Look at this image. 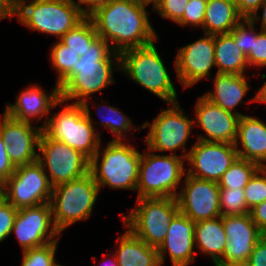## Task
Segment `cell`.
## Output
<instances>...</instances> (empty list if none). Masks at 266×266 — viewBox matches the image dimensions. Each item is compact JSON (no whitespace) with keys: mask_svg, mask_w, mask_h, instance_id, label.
I'll return each mask as SVG.
<instances>
[{"mask_svg":"<svg viewBox=\"0 0 266 266\" xmlns=\"http://www.w3.org/2000/svg\"><path fill=\"white\" fill-rule=\"evenodd\" d=\"M16 167L10 161L6 145L3 143L1 134H0V177L7 181L15 172Z\"/></svg>","mask_w":266,"mask_h":266,"instance_id":"obj_40","label":"cell"},{"mask_svg":"<svg viewBox=\"0 0 266 266\" xmlns=\"http://www.w3.org/2000/svg\"><path fill=\"white\" fill-rule=\"evenodd\" d=\"M247 77L246 75L216 73L215 77L211 78L214 90L206 92L203 96L224 110L240 117L244 116L246 114L236 111L235 107L244 104L243 98L250 89Z\"/></svg>","mask_w":266,"mask_h":266,"instance_id":"obj_24","label":"cell"},{"mask_svg":"<svg viewBox=\"0 0 266 266\" xmlns=\"http://www.w3.org/2000/svg\"><path fill=\"white\" fill-rule=\"evenodd\" d=\"M126 142L111 140L101 149L102 152L101 142L98 151L90 159L89 172L100 190L108 186L113 190L136 191L142 153L130 141Z\"/></svg>","mask_w":266,"mask_h":266,"instance_id":"obj_3","label":"cell"},{"mask_svg":"<svg viewBox=\"0 0 266 266\" xmlns=\"http://www.w3.org/2000/svg\"><path fill=\"white\" fill-rule=\"evenodd\" d=\"M135 1L136 3H139V4H142V5H145V6H149L151 5L152 6V10L158 5L159 3V0H133Z\"/></svg>","mask_w":266,"mask_h":266,"instance_id":"obj_48","label":"cell"},{"mask_svg":"<svg viewBox=\"0 0 266 266\" xmlns=\"http://www.w3.org/2000/svg\"><path fill=\"white\" fill-rule=\"evenodd\" d=\"M100 189L92 174L53 187L50 205L53 223L62 233L67 227L87 220L92 214Z\"/></svg>","mask_w":266,"mask_h":266,"instance_id":"obj_7","label":"cell"},{"mask_svg":"<svg viewBox=\"0 0 266 266\" xmlns=\"http://www.w3.org/2000/svg\"><path fill=\"white\" fill-rule=\"evenodd\" d=\"M43 129L39 126L9 117L5 112L0 119V134L7 155L15 167L38 160L39 140Z\"/></svg>","mask_w":266,"mask_h":266,"instance_id":"obj_19","label":"cell"},{"mask_svg":"<svg viewBox=\"0 0 266 266\" xmlns=\"http://www.w3.org/2000/svg\"><path fill=\"white\" fill-rule=\"evenodd\" d=\"M15 10L14 0H0V20L13 18Z\"/></svg>","mask_w":266,"mask_h":266,"instance_id":"obj_44","label":"cell"},{"mask_svg":"<svg viewBox=\"0 0 266 266\" xmlns=\"http://www.w3.org/2000/svg\"><path fill=\"white\" fill-rule=\"evenodd\" d=\"M18 210L6 199L0 201V243L12 233V227Z\"/></svg>","mask_w":266,"mask_h":266,"instance_id":"obj_38","label":"cell"},{"mask_svg":"<svg viewBox=\"0 0 266 266\" xmlns=\"http://www.w3.org/2000/svg\"><path fill=\"white\" fill-rule=\"evenodd\" d=\"M114 70H120V61H99V66L72 69L57 85L60 98L69 102L90 101V96L116 83Z\"/></svg>","mask_w":266,"mask_h":266,"instance_id":"obj_13","label":"cell"},{"mask_svg":"<svg viewBox=\"0 0 266 266\" xmlns=\"http://www.w3.org/2000/svg\"><path fill=\"white\" fill-rule=\"evenodd\" d=\"M234 144L198 140L192 145L186 158V174L217 182L237 160Z\"/></svg>","mask_w":266,"mask_h":266,"instance_id":"obj_14","label":"cell"},{"mask_svg":"<svg viewBox=\"0 0 266 266\" xmlns=\"http://www.w3.org/2000/svg\"><path fill=\"white\" fill-rule=\"evenodd\" d=\"M39 152L38 161L53 187L89 173L90 160L85 155L44 132L40 136Z\"/></svg>","mask_w":266,"mask_h":266,"instance_id":"obj_11","label":"cell"},{"mask_svg":"<svg viewBox=\"0 0 266 266\" xmlns=\"http://www.w3.org/2000/svg\"><path fill=\"white\" fill-rule=\"evenodd\" d=\"M6 181L0 177V201L5 199Z\"/></svg>","mask_w":266,"mask_h":266,"instance_id":"obj_49","label":"cell"},{"mask_svg":"<svg viewBox=\"0 0 266 266\" xmlns=\"http://www.w3.org/2000/svg\"><path fill=\"white\" fill-rule=\"evenodd\" d=\"M244 18L239 14L235 1L207 0L204 34H228Z\"/></svg>","mask_w":266,"mask_h":266,"instance_id":"obj_27","label":"cell"},{"mask_svg":"<svg viewBox=\"0 0 266 266\" xmlns=\"http://www.w3.org/2000/svg\"><path fill=\"white\" fill-rule=\"evenodd\" d=\"M223 227V216L201 220L195 225V248L203 255L211 257L213 266L222 258L227 243Z\"/></svg>","mask_w":266,"mask_h":266,"instance_id":"obj_26","label":"cell"},{"mask_svg":"<svg viewBox=\"0 0 266 266\" xmlns=\"http://www.w3.org/2000/svg\"><path fill=\"white\" fill-rule=\"evenodd\" d=\"M174 61L178 81L184 89L211 76V69L216 67L214 57V35L203 37L179 48Z\"/></svg>","mask_w":266,"mask_h":266,"instance_id":"obj_17","label":"cell"},{"mask_svg":"<svg viewBox=\"0 0 266 266\" xmlns=\"http://www.w3.org/2000/svg\"><path fill=\"white\" fill-rule=\"evenodd\" d=\"M237 46L247 56L253 45V23L249 19H243L229 33Z\"/></svg>","mask_w":266,"mask_h":266,"instance_id":"obj_36","label":"cell"},{"mask_svg":"<svg viewBox=\"0 0 266 266\" xmlns=\"http://www.w3.org/2000/svg\"><path fill=\"white\" fill-rule=\"evenodd\" d=\"M239 14L244 19H249L260 5L263 3L262 0H235Z\"/></svg>","mask_w":266,"mask_h":266,"instance_id":"obj_42","label":"cell"},{"mask_svg":"<svg viewBox=\"0 0 266 266\" xmlns=\"http://www.w3.org/2000/svg\"><path fill=\"white\" fill-rule=\"evenodd\" d=\"M207 0H189L183 17L176 23L180 26L202 27L204 23Z\"/></svg>","mask_w":266,"mask_h":266,"instance_id":"obj_35","label":"cell"},{"mask_svg":"<svg viewBox=\"0 0 266 266\" xmlns=\"http://www.w3.org/2000/svg\"><path fill=\"white\" fill-rule=\"evenodd\" d=\"M256 24H253V45L250 53L246 56L250 67H266V30L259 32L256 30Z\"/></svg>","mask_w":266,"mask_h":266,"instance_id":"obj_34","label":"cell"},{"mask_svg":"<svg viewBox=\"0 0 266 266\" xmlns=\"http://www.w3.org/2000/svg\"><path fill=\"white\" fill-rule=\"evenodd\" d=\"M255 96L248 100V103L251 102H258V103H265L266 104V81L263 83V86L256 90Z\"/></svg>","mask_w":266,"mask_h":266,"instance_id":"obj_46","label":"cell"},{"mask_svg":"<svg viewBox=\"0 0 266 266\" xmlns=\"http://www.w3.org/2000/svg\"><path fill=\"white\" fill-rule=\"evenodd\" d=\"M11 233L23 251L59 242L61 236L53 223L50 202L19 209Z\"/></svg>","mask_w":266,"mask_h":266,"instance_id":"obj_16","label":"cell"},{"mask_svg":"<svg viewBox=\"0 0 266 266\" xmlns=\"http://www.w3.org/2000/svg\"><path fill=\"white\" fill-rule=\"evenodd\" d=\"M14 17L29 30L59 40L86 16L75 0H16Z\"/></svg>","mask_w":266,"mask_h":266,"instance_id":"obj_5","label":"cell"},{"mask_svg":"<svg viewBox=\"0 0 266 266\" xmlns=\"http://www.w3.org/2000/svg\"><path fill=\"white\" fill-rule=\"evenodd\" d=\"M101 105V107H95V110L98 109V113L102 119L101 123H98V125H102V128H107L109 132L113 133L115 138L112 140L123 141V138H130L129 136L126 137L127 132L143 129L142 126L141 128L137 126V128L134 129L135 127L132 125L130 118L125 116V113L115 106H111L110 104L103 105L102 103Z\"/></svg>","mask_w":266,"mask_h":266,"instance_id":"obj_29","label":"cell"},{"mask_svg":"<svg viewBox=\"0 0 266 266\" xmlns=\"http://www.w3.org/2000/svg\"><path fill=\"white\" fill-rule=\"evenodd\" d=\"M103 256H105L104 258V261H107L106 263H104V265L102 266H119L118 265V260H117V257H116V254L115 253H112V254H108V256L104 253ZM111 257V258H108ZM103 264V263H101Z\"/></svg>","mask_w":266,"mask_h":266,"instance_id":"obj_47","label":"cell"},{"mask_svg":"<svg viewBox=\"0 0 266 266\" xmlns=\"http://www.w3.org/2000/svg\"><path fill=\"white\" fill-rule=\"evenodd\" d=\"M52 89L49 94L36 83L25 87L16 96L15 104L11 102L6 103L4 112L15 120L30 124L34 120H36L37 124L45 117L42 125H40L44 129L49 118V112H51L50 110L59 107L58 105L67 104L66 100L60 98V89L56 83Z\"/></svg>","mask_w":266,"mask_h":266,"instance_id":"obj_20","label":"cell"},{"mask_svg":"<svg viewBox=\"0 0 266 266\" xmlns=\"http://www.w3.org/2000/svg\"><path fill=\"white\" fill-rule=\"evenodd\" d=\"M120 71L168 104L178 102L176 88L154 42L120 53Z\"/></svg>","mask_w":266,"mask_h":266,"instance_id":"obj_6","label":"cell"},{"mask_svg":"<svg viewBox=\"0 0 266 266\" xmlns=\"http://www.w3.org/2000/svg\"><path fill=\"white\" fill-rule=\"evenodd\" d=\"M214 57L216 73L245 75L249 67L246 55L229 33L214 35Z\"/></svg>","mask_w":266,"mask_h":266,"instance_id":"obj_28","label":"cell"},{"mask_svg":"<svg viewBox=\"0 0 266 266\" xmlns=\"http://www.w3.org/2000/svg\"><path fill=\"white\" fill-rule=\"evenodd\" d=\"M234 146L238 158L253 161L261 167H266L265 122L256 116H249L248 114L241 116Z\"/></svg>","mask_w":266,"mask_h":266,"instance_id":"obj_23","label":"cell"},{"mask_svg":"<svg viewBox=\"0 0 266 266\" xmlns=\"http://www.w3.org/2000/svg\"><path fill=\"white\" fill-rule=\"evenodd\" d=\"M186 158L158 154L147 148L139 164L137 198H176L186 175Z\"/></svg>","mask_w":266,"mask_h":266,"instance_id":"obj_8","label":"cell"},{"mask_svg":"<svg viewBox=\"0 0 266 266\" xmlns=\"http://www.w3.org/2000/svg\"><path fill=\"white\" fill-rule=\"evenodd\" d=\"M244 196L249 209L266 200V167H261L244 187Z\"/></svg>","mask_w":266,"mask_h":266,"instance_id":"obj_33","label":"cell"},{"mask_svg":"<svg viewBox=\"0 0 266 266\" xmlns=\"http://www.w3.org/2000/svg\"><path fill=\"white\" fill-rule=\"evenodd\" d=\"M168 109L162 110L151 124L144 122L142 128H149L145 138L148 149L153 152L170 151V155L187 158L189 151L185 147L194 129V119L188 117L178 102L170 103ZM181 149L183 154L175 151Z\"/></svg>","mask_w":266,"mask_h":266,"instance_id":"obj_10","label":"cell"},{"mask_svg":"<svg viewBox=\"0 0 266 266\" xmlns=\"http://www.w3.org/2000/svg\"><path fill=\"white\" fill-rule=\"evenodd\" d=\"M223 227L227 243L221 260L215 266H244L264 234L249 213L223 216Z\"/></svg>","mask_w":266,"mask_h":266,"instance_id":"obj_18","label":"cell"},{"mask_svg":"<svg viewBox=\"0 0 266 266\" xmlns=\"http://www.w3.org/2000/svg\"><path fill=\"white\" fill-rule=\"evenodd\" d=\"M49 57L58 76L56 84L77 67L99 66V61H120V54L98 36L89 17L57 40L50 49Z\"/></svg>","mask_w":266,"mask_h":266,"instance_id":"obj_2","label":"cell"},{"mask_svg":"<svg viewBox=\"0 0 266 266\" xmlns=\"http://www.w3.org/2000/svg\"><path fill=\"white\" fill-rule=\"evenodd\" d=\"M117 238L119 244L114 251L119 266H161L158 250L136 237L127 227Z\"/></svg>","mask_w":266,"mask_h":266,"instance_id":"obj_25","label":"cell"},{"mask_svg":"<svg viewBox=\"0 0 266 266\" xmlns=\"http://www.w3.org/2000/svg\"><path fill=\"white\" fill-rule=\"evenodd\" d=\"M88 101L70 102L59 112L49 116L43 132L53 140L81 152L89 160L96 154L101 143V133L94 128Z\"/></svg>","mask_w":266,"mask_h":266,"instance_id":"obj_4","label":"cell"},{"mask_svg":"<svg viewBox=\"0 0 266 266\" xmlns=\"http://www.w3.org/2000/svg\"><path fill=\"white\" fill-rule=\"evenodd\" d=\"M59 242H50L41 247L23 251L20 266H55V254Z\"/></svg>","mask_w":266,"mask_h":266,"instance_id":"obj_32","label":"cell"},{"mask_svg":"<svg viewBox=\"0 0 266 266\" xmlns=\"http://www.w3.org/2000/svg\"><path fill=\"white\" fill-rule=\"evenodd\" d=\"M221 216L241 215L250 213L244 196V188L219 190Z\"/></svg>","mask_w":266,"mask_h":266,"instance_id":"obj_31","label":"cell"},{"mask_svg":"<svg viewBox=\"0 0 266 266\" xmlns=\"http://www.w3.org/2000/svg\"><path fill=\"white\" fill-rule=\"evenodd\" d=\"M146 7L133 0H114L99 7L88 17L98 36L107 41L114 52L120 54L158 40Z\"/></svg>","mask_w":266,"mask_h":266,"instance_id":"obj_1","label":"cell"},{"mask_svg":"<svg viewBox=\"0 0 266 266\" xmlns=\"http://www.w3.org/2000/svg\"><path fill=\"white\" fill-rule=\"evenodd\" d=\"M53 186L42 164L35 162L17 166L6 181L5 199L17 210L50 202Z\"/></svg>","mask_w":266,"mask_h":266,"instance_id":"obj_12","label":"cell"},{"mask_svg":"<svg viewBox=\"0 0 266 266\" xmlns=\"http://www.w3.org/2000/svg\"><path fill=\"white\" fill-rule=\"evenodd\" d=\"M114 0H77L76 3L80 7L82 13L88 17L99 7L105 6ZM83 5L85 7H83Z\"/></svg>","mask_w":266,"mask_h":266,"instance_id":"obj_43","label":"cell"},{"mask_svg":"<svg viewBox=\"0 0 266 266\" xmlns=\"http://www.w3.org/2000/svg\"><path fill=\"white\" fill-rule=\"evenodd\" d=\"M261 166L253 161L237 158L218 181L219 188H244Z\"/></svg>","mask_w":266,"mask_h":266,"instance_id":"obj_30","label":"cell"},{"mask_svg":"<svg viewBox=\"0 0 266 266\" xmlns=\"http://www.w3.org/2000/svg\"><path fill=\"white\" fill-rule=\"evenodd\" d=\"M195 225L196 222L181 212L173 217L165 240L157 248L161 266L167 255L172 266H189L195 261Z\"/></svg>","mask_w":266,"mask_h":266,"instance_id":"obj_22","label":"cell"},{"mask_svg":"<svg viewBox=\"0 0 266 266\" xmlns=\"http://www.w3.org/2000/svg\"><path fill=\"white\" fill-rule=\"evenodd\" d=\"M244 266H266V235L255 244Z\"/></svg>","mask_w":266,"mask_h":266,"instance_id":"obj_39","label":"cell"},{"mask_svg":"<svg viewBox=\"0 0 266 266\" xmlns=\"http://www.w3.org/2000/svg\"><path fill=\"white\" fill-rule=\"evenodd\" d=\"M249 214L259 230L266 235V200L250 209Z\"/></svg>","mask_w":266,"mask_h":266,"instance_id":"obj_41","label":"cell"},{"mask_svg":"<svg viewBox=\"0 0 266 266\" xmlns=\"http://www.w3.org/2000/svg\"><path fill=\"white\" fill-rule=\"evenodd\" d=\"M182 184L176 196L179 212L194 222L221 216L217 182L186 174Z\"/></svg>","mask_w":266,"mask_h":266,"instance_id":"obj_15","label":"cell"},{"mask_svg":"<svg viewBox=\"0 0 266 266\" xmlns=\"http://www.w3.org/2000/svg\"><path fill=\"white\" fill-rule=\"evenodd\" d=\"M194 109V127H200L207 135H199L198 140L235 143L240 116L224 110L203 95L198 97Z\"/></svg>","mask_w":266,"mask_h":266,"instance_id":"obj_21","label":"cell"},{"mask_svg":"<svg viewBox=\"0 0 266 266\" xmlns=\"http://www.w3.org/2000/svg\"><path fill=\"white\" fill-rule=\"evenodd\" d=\"M262 11L261 13V16L258 14L260 13L259 11ZM249 20L255 24L256 22H258L259 20L260 21V29L261 30H266V2H263L260 7L257 9V11L252 15L250 16Z\"/></svg>","mask_w":266,"mask_h":266,"instance_id":"obj_45","label":"cell"},{"mask_svg":"<svg viewBox=\"0 0 266 266\" xmlns=\"http://www.w3.org/2000/svg\"><path fill=\"white\" fill-rule=\"evenodd\" d=\"M178 212L176 198H137L135 208L122 218L124 226L136 237L158 248L166 238L168 225Z\"/></svg>","mask_w":266,"mask_h":266,"instance_id":"obj_9","label":"cell"},{"mask_svg":"<svg viewBox=\"0 0 266 266\" xmlns=\"http://www.w3.org/2000/svg\"><path fill=\"white\" fill-rule=\"evenodd\" d=\"M189 0H159L158 5L153 9L162 18L177 23L185 12L186 3Z\"/></svg>","mask_w":266,"mask_h":266,"instance_id":"obj_37","label":"cell"}]
</instances>
